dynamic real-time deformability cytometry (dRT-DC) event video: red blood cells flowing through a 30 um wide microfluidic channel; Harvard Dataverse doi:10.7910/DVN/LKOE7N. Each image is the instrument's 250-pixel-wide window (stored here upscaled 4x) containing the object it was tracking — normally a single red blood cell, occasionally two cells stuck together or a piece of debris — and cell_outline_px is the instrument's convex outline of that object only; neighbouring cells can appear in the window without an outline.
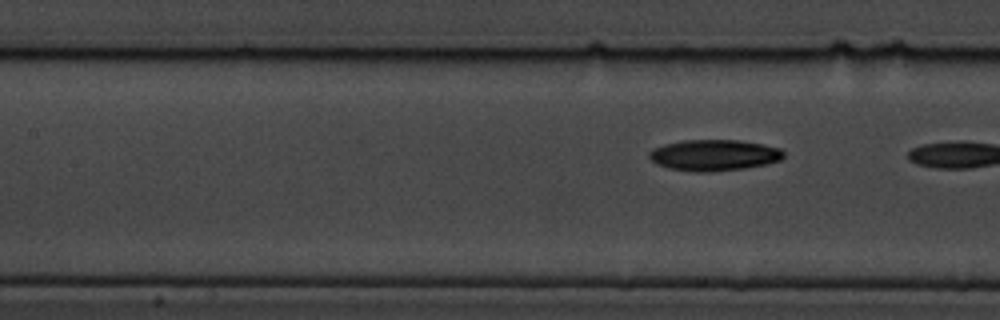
{"species": "common noctule bat (a hibernating species)", "species_latin": "Nyctalus noctula", "temperature_condition": "cold", "stored_images_in_passage": 6, "camera_frame_rate_fps": 3000, "um_per_image_px": 0.085, "animal": {"sex": "male", "body_mass_g": 19.5, "forearm_length_mm": 54.6}, "frame": {"image": 1, "passage_image": 6, "time_ms": 5.333, "image_size_px": [1000, 320], "cell_outline_px": [[784, 156], [780, 160], [764, 164], [744, 168], [708, 172], [692, 172], [668, 168], [656, 164], [648, 156], [648, 152], [652, 148], [664, 144], [684, 140], [740, 140], [780, 148], [784, 152]], "centroid_in_image_um": [60.64, 13.19], "position_along_channel_um": 146.8, "area_um2": 24.39}}